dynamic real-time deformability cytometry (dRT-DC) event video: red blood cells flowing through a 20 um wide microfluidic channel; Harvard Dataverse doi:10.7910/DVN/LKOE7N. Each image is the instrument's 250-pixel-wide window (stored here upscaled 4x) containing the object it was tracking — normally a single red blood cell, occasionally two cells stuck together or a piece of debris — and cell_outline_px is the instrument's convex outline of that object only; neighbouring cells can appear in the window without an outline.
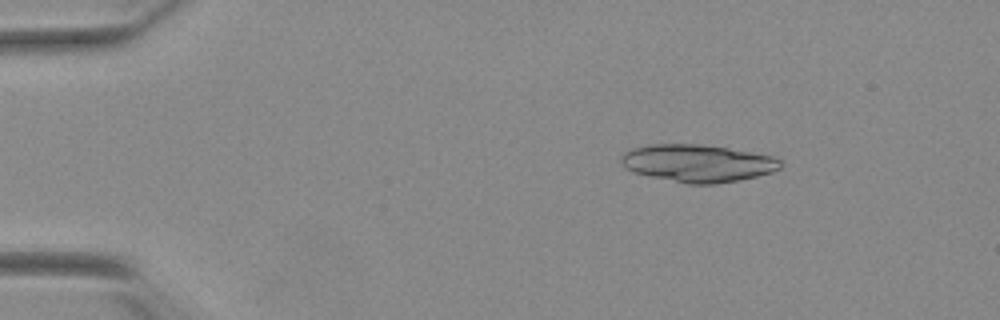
{"species": "Egyptian fruit bat (a non-hibernating species)", "species_latin": "Rousettus aegyptiacus", "temperature_condition": "warm", "stored_images_in_passage": 52, "segment_of_instrument_passage": [1, 2], "camera_frame_rate_fps": 3000, "um_per_image_px": 0.085, "animal": {"sex": "female"}, "frame": {"image": 1, "passage_image": 8, "time_ms": 2.333, "image_size_px": [1000, 320], "cell_outline_px": [[780, 168], [772, 172], [740, 180], [716, 184], [688, 184], [652, 176], [636, 172], [624, 168], [620, 160], [620, 156], [624, 152], [632, 148], [648, 144], [704, 144], [728, 148], [772, 156], [780, 160]], "centroid_in_image_um": [59.28, 13.86], "position_along_channel_um": 25.7, "area_um2": 34.68}}